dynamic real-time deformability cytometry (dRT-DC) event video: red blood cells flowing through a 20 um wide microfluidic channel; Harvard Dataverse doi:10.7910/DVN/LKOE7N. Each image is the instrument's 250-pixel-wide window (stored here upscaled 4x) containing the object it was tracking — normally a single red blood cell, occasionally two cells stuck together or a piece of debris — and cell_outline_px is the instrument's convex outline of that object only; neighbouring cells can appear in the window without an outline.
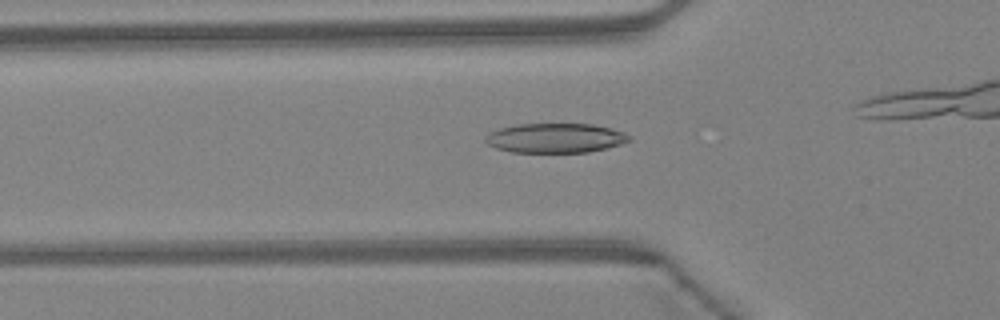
{"species": "Egyptian fruit bat (a non-hibernating species)", "species_latin": "Rousettus aegyptiacus", "temperature_condition": "warm", "stored_images_in_passage": 33, "camera_frame_rate_fps": 3000, "um_per_image_px": 0.085, "animal": {"sex": "female"}, "frame": {"image": 1, "passage_image": 16, "time_ms": 5.0, "image_size_px": [1000, 320], "cell_outline_px": [[632, 140], [620, 144], [588, 152], [512, 152], [496, 148], [488, 144], [484, 140], [484, 136], [488, 132], [500, 128], [516, 124], [592, 124], [612, 128], [624, 132], [632, 136]], "centroid_in_image_um": [47.19, 11.72], "position_along_channel_um": 78.6, "area_um2": 24.85}}
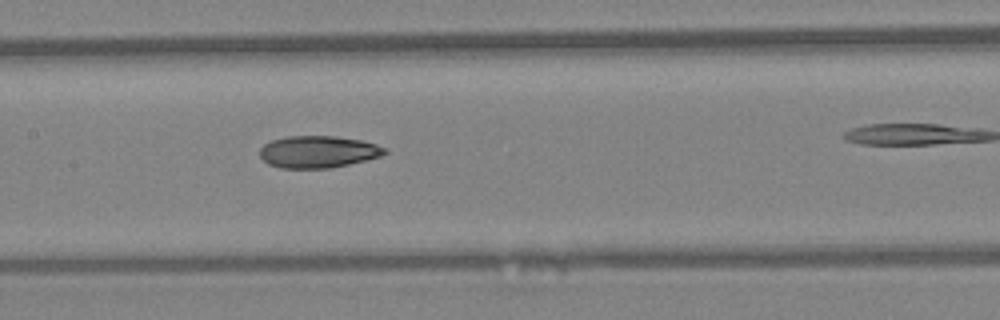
{"frame": {"image": 2, "passage_image": 23, "time_ms": 7.333, "image_size_px": [1000, 320], "cell_outline_px": [[388, 152], [380, 156], [348, 164], [328, 168], [280, 168], [268, 164], [260, 156], [260, 148], [264, 144], [272, 140], [288, 136], [336, 136], [360, 140], [376, 144], [388, 148]], "centroid_in_image_um": [27.03, 12.9], "position_along_channel_um": 180.4, "area_um2": 23.24}}
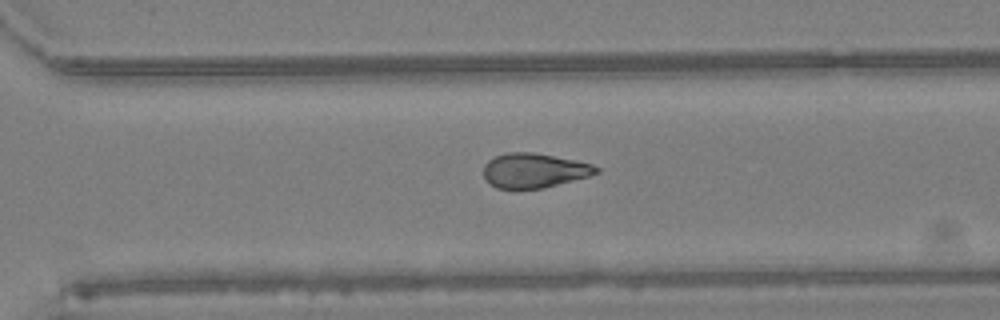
{"frame": {"image": 3, "passage_image": 33, "time_ms": 10.667, "image_size_px": [1000, 320], "cell_outline_px": [[600, 172], [588, 176], [544, 188], [496, 188], [484, 176], [484, 164], [488, 160], [496, 156], [508, 152], [532, 152], [592, 164], [600, 168]], "centroid_in_image_um": [45.4, 14.49], "position_along_channel_um": 325.2, "area_um2": 22.31}}